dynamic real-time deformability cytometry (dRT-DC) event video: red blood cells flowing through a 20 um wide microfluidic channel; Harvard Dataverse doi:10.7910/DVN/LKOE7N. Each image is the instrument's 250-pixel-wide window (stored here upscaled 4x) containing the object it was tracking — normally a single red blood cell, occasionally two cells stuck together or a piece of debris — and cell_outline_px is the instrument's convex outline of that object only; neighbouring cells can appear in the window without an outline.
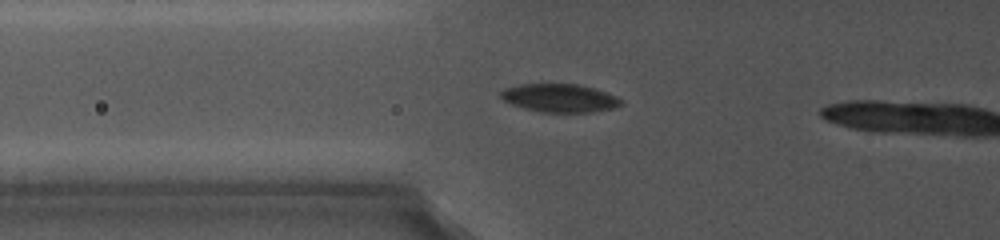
{"species": "common noctule bat (a hibernating species)", "species_latin": "Nyctalus noctula", "temperature_condition": "cold", "stored_images_in_passage": 9, "camera_frame_rate_fps": 5000, "um_per_image_px": 0.085, "animal": {"sex": "female", "body_mass_g": 19.0, "forearm_length_mm": 56.7}, "frame": {"image": 1, "passage_image": 6, "time_ms": 4.2, "image_size_px": [1000, 240], "cell_outline_px": [[624, 104], [612, 108], [592, 112], [540, 112], [524, 108], [512, 104], [504, 100], [500, 96], [500, 92], [504, 88], [520, 84], [576, 84], [596, 88], [608, 92], [624, 100]], "centroid_in_image_um": [47.61, 8.33], "position_along_channel_um": 78.2, "area_um2": 19.94}}